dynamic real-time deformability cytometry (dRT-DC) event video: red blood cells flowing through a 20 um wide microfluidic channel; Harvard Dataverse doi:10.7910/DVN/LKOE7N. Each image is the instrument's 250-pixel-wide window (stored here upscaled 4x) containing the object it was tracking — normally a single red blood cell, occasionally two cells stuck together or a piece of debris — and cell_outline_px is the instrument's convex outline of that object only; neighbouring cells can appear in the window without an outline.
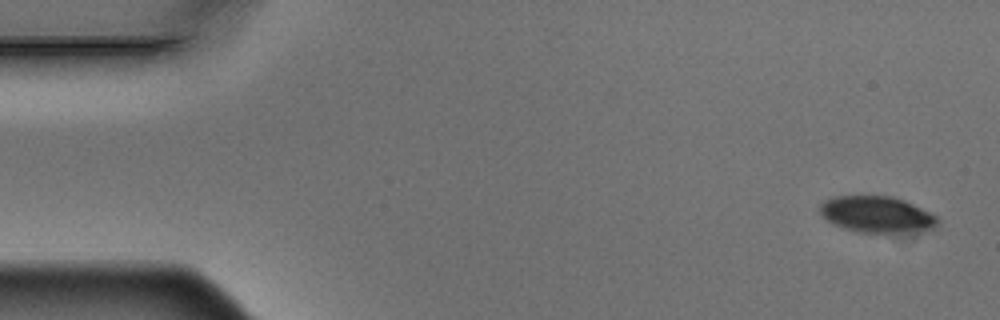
{"species": "Egyptian fruit bat (a non-hibernating species)", "species_latin": "Rousettus aegyptiacus", "temperature_condition": "warm", "stored_images_in_passage": 4, "camera_frame_rate_fps": 3000, "um_per_image_px": 0.085, "animal": {"sex": "male"}, "frame": {"image": 1, "passage_image": 1, "time_ms": 0.0, "image_size_px": [1000, 320], "cell_outline_px": [[940, 220], [936, 228], [928, 232], [856, 232], [832, 224], [820, 212], [820, 204], [824, 200], [832, 196], [892, 196], [904, 200], [936, 216]], "centroid_in_image_um": [74.56, 18.24], "position_along_channel_um": 10.4, "area_um2": 25.09}}
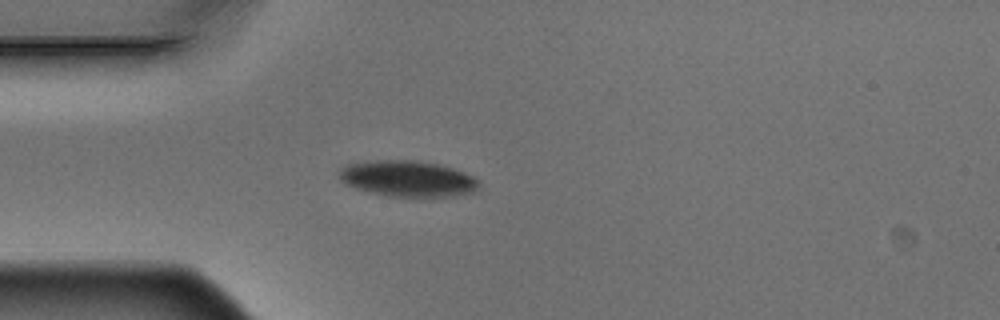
{"frame": {"image": 2, "passage_image": 4, "time_ms": 1.0, "image_size_px": [1000, 320], "cell_outline_px": [[480, 184], [472, 192], [452, 196], [388, 196], [356, 188], [344, 184], [336, 176], [336, 172], [340, 168], [348, 164], [376, 160], [416, 160], [440, 164], [464, 172], [472, 176]], "centroid_in_image_um": [34.58, 15.17], "position_along_channel_um": 50.4, "area_um2": 29.25}}